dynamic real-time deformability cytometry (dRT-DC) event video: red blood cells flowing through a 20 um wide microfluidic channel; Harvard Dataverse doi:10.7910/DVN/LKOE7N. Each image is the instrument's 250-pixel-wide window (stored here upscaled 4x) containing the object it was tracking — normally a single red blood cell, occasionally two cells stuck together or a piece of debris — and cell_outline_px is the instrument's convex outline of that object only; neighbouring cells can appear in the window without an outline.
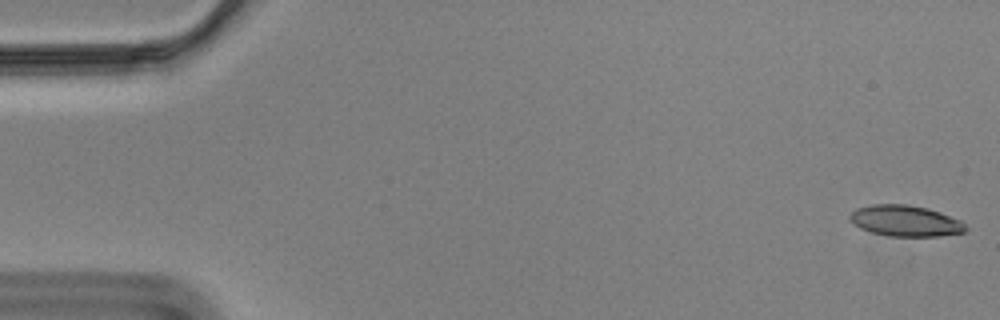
{"species": "Egyptian fruit bat (a non-hibernating species)", "species_latin": "Rousettus aegyptiacus", "temperature_condition": "cold", "stored_images_in_passage": 57, "camera_frame_rate_fps": 3000, "um_per_image_px": 0.085, "animal": {"sex": "male"}, "frame": {"image": 1, "passage_image": 1, "time_ms": 0.0, "image_size_px": [1000, 320], "cell_outline_px": [[968, 228], [964, 232], [936, 236], [888, 236], [872, 232], [860, 228], [852, 224], [848, 216], [856, 208], [872, 204], [908, 204], [928, 208], [940, 212], [960, 220]], "centroid_in_image_um": [76.92, 18.76], "position_along_channel_um": 8.1, "area_um2": 20.98}}
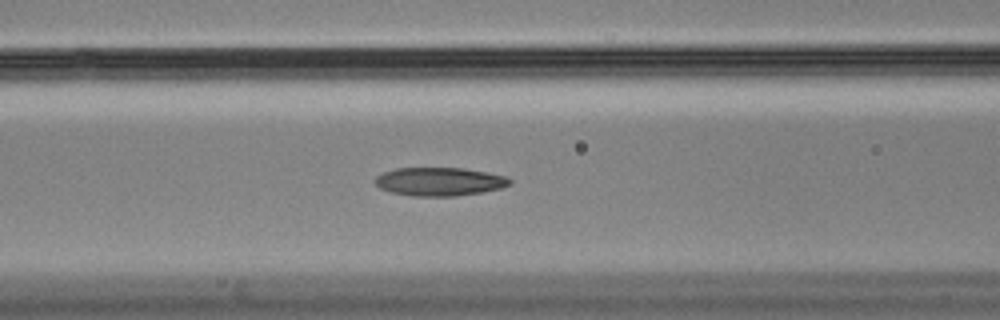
{"frame": {"image": 2, "passage_image": 23, "time_ms": 7.333, "image_size_px": [1000, 320], "cell_outline_px": [[512, 184], [500, 188], [484, 192], [456, 196], [412, 196], [392, 192], [380, 188], [376, 184], [376, 176], [384, 172], [396, 168], [464, 168], [488, 172], [504, 176], [512, 180]], "centroid_in_image_um": [37.39, 15.43], "position_along_channel_um": 129.2, "area_um2": 22.31}}
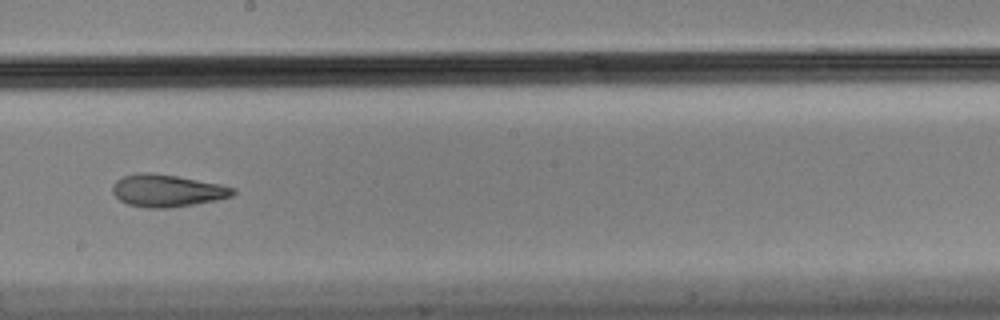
{"frame": {"image": 3, "passage_image": 32, "time_ms": 10.333, "image_size_px": [1000, 320], "cell_outline_px": [[236, 192], [232, 196], [216, 200], [168, 208], [148, 208], [128, 204], [120, 200], [112, 192], [112, 184], [116, 180], [124, 176], [136, 172], [152, 172], [176, 176], [220, 184], [236, 188]], "centroid_in_image_um": [14.18, 16.19], "position_along_channel_um": 234.0, "area_um2": 22.66}, "authors_computed_cell_mechanics": {"area_um2": 22.5998, "velocity_mm_per_s": 3.4945, "shape_relaxation_time_tau1_ms": null, "shape_relaxation_time_tau2_ms": 3.5731, "deformation_change_tau1": null, "deformation_change_tau2": 0.1131}}